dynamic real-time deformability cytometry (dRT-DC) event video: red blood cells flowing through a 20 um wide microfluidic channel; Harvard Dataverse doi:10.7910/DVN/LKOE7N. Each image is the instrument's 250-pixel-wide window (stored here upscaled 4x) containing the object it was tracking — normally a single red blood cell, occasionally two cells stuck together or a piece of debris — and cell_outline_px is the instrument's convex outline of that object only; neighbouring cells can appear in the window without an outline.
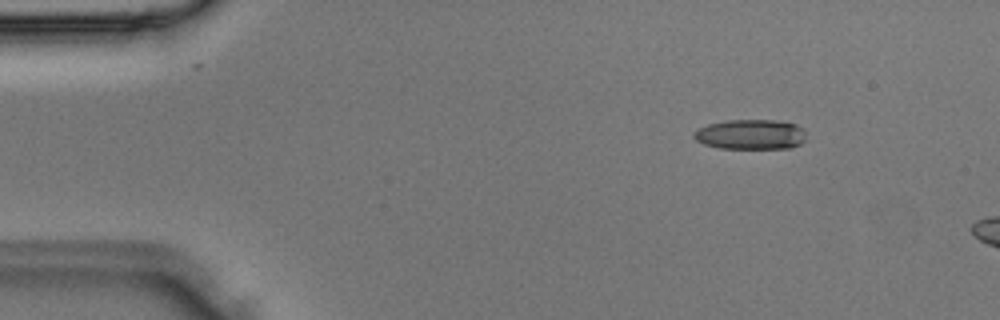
{"species": "Egyptian fruit bat (a non-hibernating species)", "species_latin": "Rousettus aegyptiacus", "temperature_condition": "room temperature", "stored_images_in_passage": 4, "segment_of_instrument_passage": [2, 2], "camera_frame_rate_fps": 3000, "um_per_image_px": 0.085, "animal": {"sex": "male"}, "frame": {"image": 1, "passage_image": 4, "time_ms": 1.0, "image_size_px": [1000, 320], "cell_outline_px": [[804, 140], [800, 144], [792, 148], [720, 148], [704, 144], [696, 140], [692, 136], [692, 132], [708, 124], [724, 120], [776, 120], [796, 124], [804, 128]], "centroid_in_image_um": [63.79, 11.42], "position_along_channel_um": 21.2, "area_um2": 19.71}}